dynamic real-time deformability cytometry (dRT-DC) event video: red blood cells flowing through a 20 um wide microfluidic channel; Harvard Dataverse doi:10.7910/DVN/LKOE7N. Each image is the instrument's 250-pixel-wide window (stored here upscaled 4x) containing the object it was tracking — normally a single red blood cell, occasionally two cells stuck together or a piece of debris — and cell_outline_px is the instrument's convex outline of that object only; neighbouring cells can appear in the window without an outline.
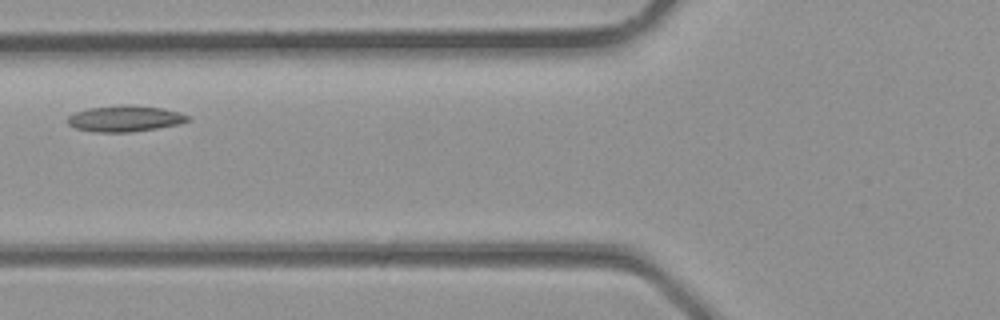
{"species": "common noctule bat (a hibernating species)", "species_latin": "Nyctalus noctula", "temperature_condition": "room temperature", "stored_images_in_passage": 2, "camera_frame_rate_fps": 3000, "um_per_image_px": 0.085, "animal": {"sex": "male", "body_mass_g": 23.1, "forearm_length_mm": 52.7}, "frame": {"image": 1, "passage_image": 2, "time_ms": 0.333, "image_size_px": [1000, 320], "cell_outline_px": [[192, 120], [180, 124], [156, 128], [128, 132], [92, 132], [76, 128], [68, 124], [68, 116], [76, 112], [88, 108], [120, 104], [132, 104], [164, 108], [180, 112], [188, 116]], "centroid_in_image_um": [10.65, 10.06], "position_along_channel_um": 115.2, "area_um2": 18.5}}